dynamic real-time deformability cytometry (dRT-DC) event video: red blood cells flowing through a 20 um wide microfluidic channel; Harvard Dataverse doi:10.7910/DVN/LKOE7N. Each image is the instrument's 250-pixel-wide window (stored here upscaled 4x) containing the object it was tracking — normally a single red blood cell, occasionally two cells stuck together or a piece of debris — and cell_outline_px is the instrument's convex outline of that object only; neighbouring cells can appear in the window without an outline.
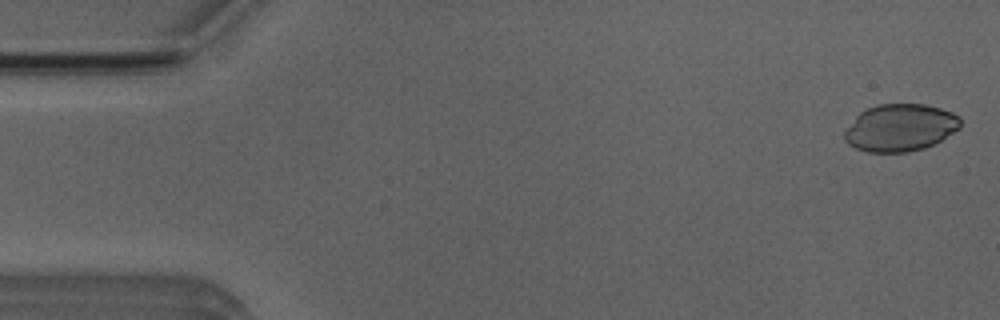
{"species": "Egyptian fruit bat (a non-hibernating species)", "species_latin": "Rousettus aegyptiacus", "temperature_condition": "room temperature", "stored_images_in_passage": 5, "camera_frame_rate_fps": 3000, "um_per_image_px": 0.085, "animal": {"sex": "male"}, "frame": {"image": 1, "passage_image": 1, "time_ms": 0.0, "image_size_px": [1000, 320], "cell_outline_px": [[960, 128], [940, 140], [924, 148], [908, 152], [868, 152], [856, 148], [848, 144], [844, 140], [844, 132], [856, 116], [860, 112], [868, 108], [880, 104], [924, 104], [940, 108], [952, 112], [960, 116]], "centroid_in_image_um": [76.51, 10.85], "position_along_channel_um": 8.5, "area_um2": 31.79}}